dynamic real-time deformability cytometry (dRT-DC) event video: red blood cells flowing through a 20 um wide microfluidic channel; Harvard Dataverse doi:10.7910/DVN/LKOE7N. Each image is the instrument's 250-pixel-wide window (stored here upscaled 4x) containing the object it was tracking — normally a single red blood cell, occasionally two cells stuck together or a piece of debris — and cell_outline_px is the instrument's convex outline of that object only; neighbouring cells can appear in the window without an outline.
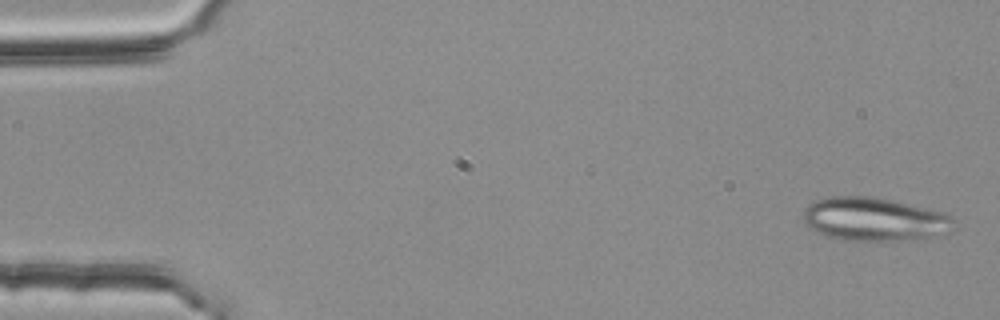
{"species": "common noctule bat (a hibernating species)", "species_latin": "Nyctalus noctula", "temperature_condition": "room temperature", "stored_images_in_passage": 53, "segment_of_instrument_passage": [1, 2], "camera_frame_rate_fps": 3000, "um_per_image_px": 0.085, "animal": {"sex": "female", "body_mass_g": 25.1}, "frame": {"image": 1, "passage_image": 2, "time_ms": 0.333, "image_size_px": [1000, 320], "cell_outline_px": [[956, 228], [952, 232], [936, 236], [908, 240], [844, 240], [824, 236], [816, 232], [804, 220], [804, 208], [812, 200], [828, 196], [876, 196], [932, 208], [944, 212], [952, 220]], "centroid_in_image_um": [74.35, 18.61], "position_along_channel_um": 10.7, "area_um2": 38.78}}